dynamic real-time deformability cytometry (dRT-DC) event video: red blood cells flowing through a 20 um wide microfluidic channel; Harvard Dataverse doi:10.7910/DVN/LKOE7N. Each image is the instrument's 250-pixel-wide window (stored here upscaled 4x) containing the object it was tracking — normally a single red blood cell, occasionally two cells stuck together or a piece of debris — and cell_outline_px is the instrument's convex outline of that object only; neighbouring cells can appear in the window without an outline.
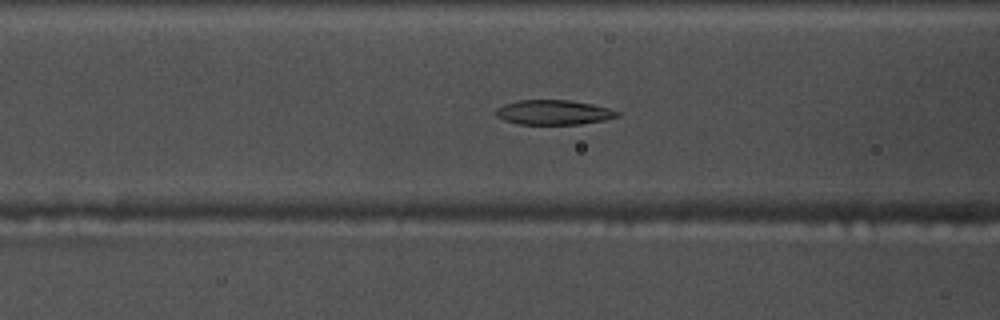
{"species": "common noctule bat (a hibernating species)", "species_latin": "Nyctalus noctula", "temperature_condition": "warm", "stored_images_in_passage": 53, "camera_frame_rate_fps": 3000, "um_per_image_px": 0.085, "animal": {"sex": "male", "body_mass_g": 17.5, "forearm_length_mm": 52.3}, "frame": {"image": 1, "passage_image": 20, "time_ms": 6.333, "image_size_px": [1000, 320], "cell_outline_px": [[620, 116], [604, 120], [580, 124], [520, 124], [504, 120], [496, 116], [496, 108], [504, 104], [520, 100], [568, 100], [592, 104], [608, 108], [620, 112]], "centroid_in_image_um": [47.06, 9.55], "position_along_channel_um": 119.5, "area_um2": 17.4}}
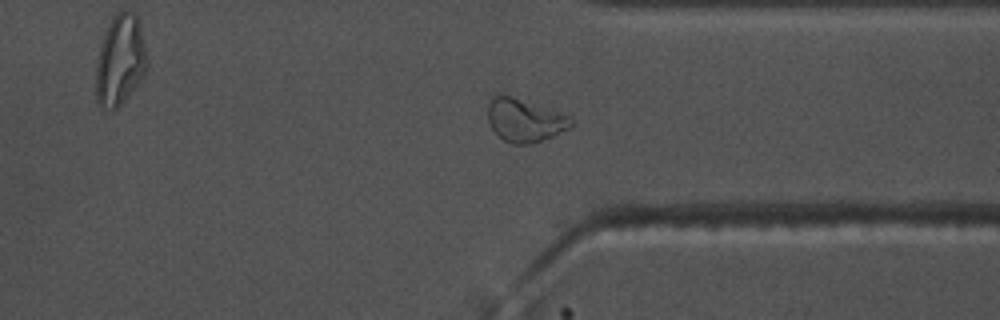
{"frame": {"image": 2, "passage_image": 40, "time_ms": 13.0, "image_size_px": [1000, 320], "cell_outline_px": [[576, 124], [552, 136], [532, 144], [512, 144], [504, 140], [492, 128], [488, 120], [488, 104], [492, 96], [512, 96], [572, 116], [576, 120]], "centroid_in_image_um": [44.65, 10.23], "position_along_channel_um": 366.8, "area_um2": 20.87}}
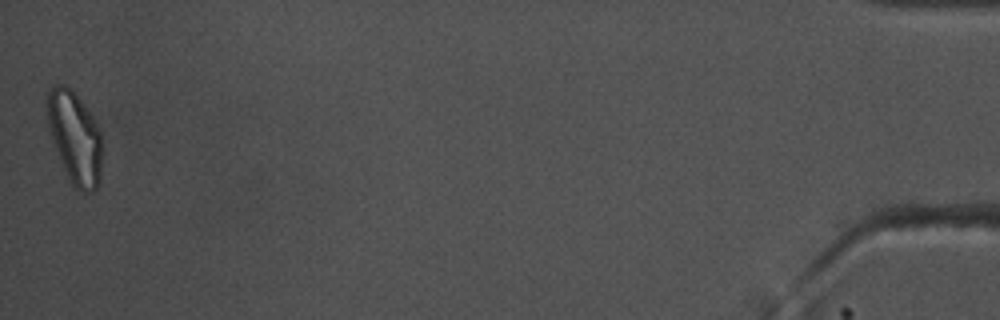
{"frame": {"image": 3, "passage_image": 53, "time_ms": 17.333, "image_size_px": [1000, 320], "cell_outline_px": [[100, 184], [92, 192], [84, 192], [76, 188], [72, 184], [64, 168], [52, 140], [48, 128], [48, 88], [56, 84], [64, 84], [80, 100], [92, 116], [100, 132]], "centroid_in_image_um": [6.35, 11.71], "position_along_channel_um": 428.9, "area_um2": 28.73}, "authors_computed_cell_mechanics": {"area_um2": 19.1896, "velocity_mm_per_s": 3.7305, "shape_relaxation_time_tau1_ms": 8.9158, "shape_relaxation_time_tau2_ms": 2.1568, "deformation_change_tau1": 0.2305, "deformation_change_tau2": 0.0702}}